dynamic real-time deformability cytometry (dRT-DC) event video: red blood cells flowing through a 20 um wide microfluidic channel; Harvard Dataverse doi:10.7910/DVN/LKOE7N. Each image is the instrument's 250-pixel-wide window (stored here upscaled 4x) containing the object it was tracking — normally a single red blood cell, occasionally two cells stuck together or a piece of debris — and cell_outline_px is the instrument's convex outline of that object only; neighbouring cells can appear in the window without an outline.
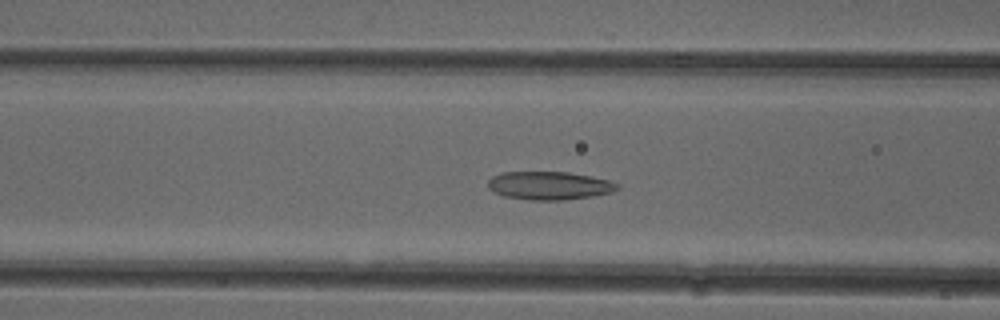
{"species": "common noctule bat (a hibernating species)", "species_latin": "Nyctalus noctula", "temperature_condition": "cold", "stored_images_in_passage": 52, "camera_frame_rate_fps": 3000, "um_per_image_px": 0.085, "animal": {"sex": "female"}, "frame": {"image": 1, "passage_image": 21, "time_ms": 6.667, "image_size_px": [1000, 320], "cell_outline_px": [[620, 188], [612, 192], [592, 196], [564, 200], [528, 200], [504, 196], [488, 188], [488, 180], [492, 176], [500, 172], [568, 172], [608, 180], [620, 184]], "centroid_in_image_um": [46.68, 15.77], "position_along_channel_um": 119.9, "area_um2": 21.27}}
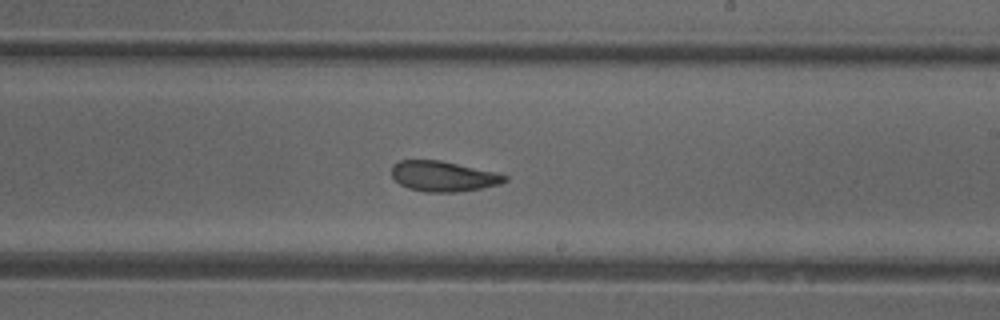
{"frame": {"image": 2, "passage_image": 31, "time_ms": 10.0, "image_size_px": [1000, 320], "cell_outline_px": [[508, 180], [500, 184], [480, 188], [456, 192], [424, 192], [408, 188], [400, 184], [392, 176], [392, 164], [400, 160], [440, 160], [496, 172], [508, 176]], "centroid_in_image_um": [37.67, 14.98], "position_along_channel_um": 251.3, "area_um2": 20.0}}
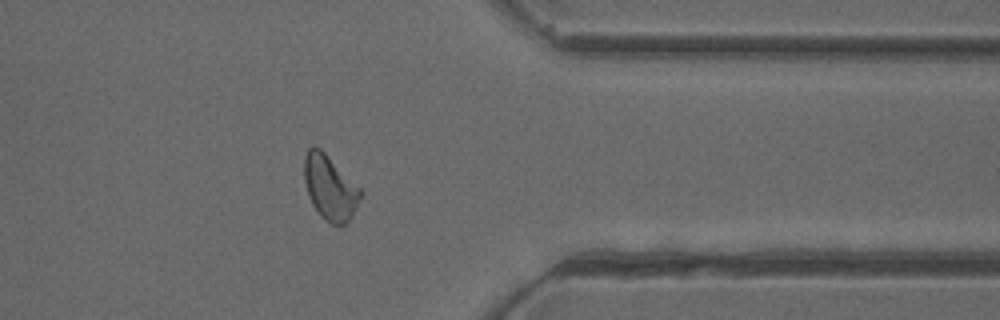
{"frame": {"image": 3, "passage_image": 42, "time_ms": 13.667, "image_size_px": [1000, 320], "cell_outline_px": [[364, 192], [348, 224], [332, 224], [324, 220], [320, 216], [312, 204], [308, 196], [304, 180], [304, 156], [308, 148], [312, 144], [320, 148]], "centroid_in_image_um": [28.03, 15.96], "position_along_channel_um": 383.4, "area_um2": 21.33}, "authors_computed_cell_mechanics": {"area_um2": 21.1259, "velocity_mm_per_s": 3.9494, "shape_relaxation_time_tau1_ms": 9.2701, "shape_relaxation_time_tau2_ms": 2.0939, "deformation_change_tau1": 0.1678, "deformation_change_tau2": 0.0756}}